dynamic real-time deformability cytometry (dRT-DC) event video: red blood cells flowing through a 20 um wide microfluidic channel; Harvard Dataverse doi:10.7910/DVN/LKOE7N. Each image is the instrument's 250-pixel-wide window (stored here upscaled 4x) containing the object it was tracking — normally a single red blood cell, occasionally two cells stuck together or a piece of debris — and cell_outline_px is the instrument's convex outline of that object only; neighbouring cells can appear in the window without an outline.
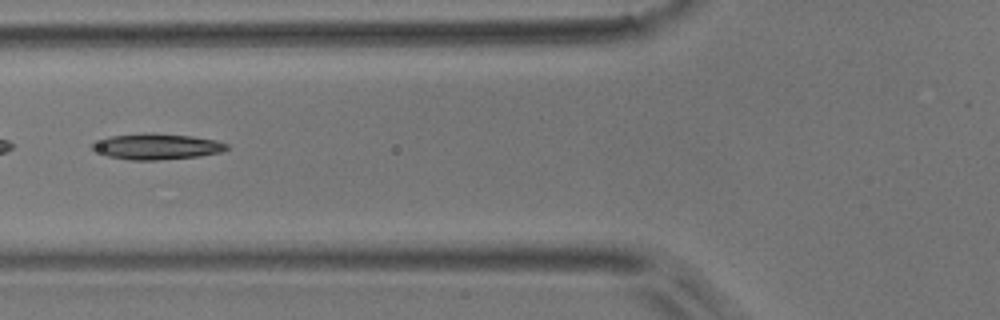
{"species": "common noctule bat (a hibernating species)", "species_latin": "Nyctalus noctula", "temperature_condition": "room temperature", "stored_images_in_passage": 2, "camera_frame_rate_fps": 3000, "um_per_image_px": 0.085, "animal": {"sex": "male", "body_mass_g": 17.9}, "frame": {"image": 1, "passage_image": 2, "time_ms": 1.333, "image_size_px": [1000, 320], "cell_outline_px": [[228, 148], [220, 152], [200, 156], [156, 160], [128, 160], [108, 156], [92, 148], [88, 144], [108, 136], [148, 132], [152, 132], [192, 136], [216, 140], [228, 144]], "centroid_in_image_um": [13.3, 12.44], "position_along_channel_um": 112.5, "area_um2": 20.4}}